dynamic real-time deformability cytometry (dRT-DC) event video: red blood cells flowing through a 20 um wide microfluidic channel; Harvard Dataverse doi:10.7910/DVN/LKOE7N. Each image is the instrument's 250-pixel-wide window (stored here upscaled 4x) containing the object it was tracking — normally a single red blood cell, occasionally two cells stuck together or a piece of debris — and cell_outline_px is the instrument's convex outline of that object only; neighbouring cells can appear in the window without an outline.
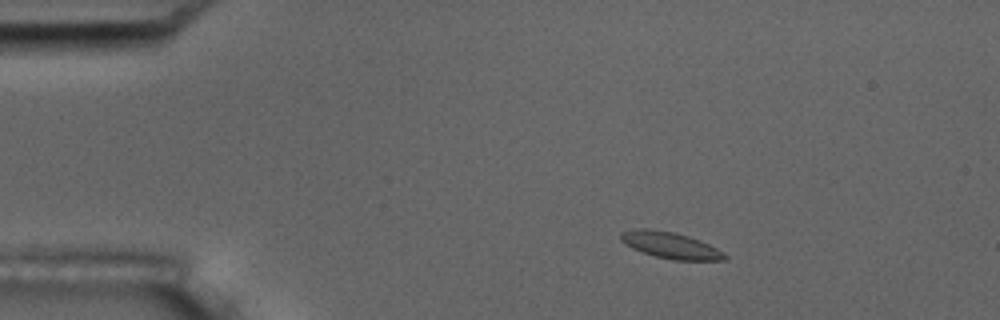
{"species": "common noctule bat (a hibernating species)", "species_latin": "Nyctalus noctula", "temperature_condition": "room temperature", "stored_images_in_passage": 4, "camera_frame_rate_fps": 3000, "um_per_image_px": 0.085, "animal": {"sex": "male", "body_mass_g": 17.5, "forearm_length_mm": 52.3}, "frame": {"image": 1, "passage_image": 2, "time_ms": 1.0, "image_size_px": [1000, 320], "cell_outline_px": [[728, 256], [724, 260], [676, 260], [656, 256], [632, 248], [620, 240], [620, 232], [636, 228], [648, 228], [672, 232], [688, 236], [700, 240], [716, 248]], "centroid_in_image_um": [56.96, 20.83], "position_along_channel_um": 28.0, "area_um2": 15.78}}